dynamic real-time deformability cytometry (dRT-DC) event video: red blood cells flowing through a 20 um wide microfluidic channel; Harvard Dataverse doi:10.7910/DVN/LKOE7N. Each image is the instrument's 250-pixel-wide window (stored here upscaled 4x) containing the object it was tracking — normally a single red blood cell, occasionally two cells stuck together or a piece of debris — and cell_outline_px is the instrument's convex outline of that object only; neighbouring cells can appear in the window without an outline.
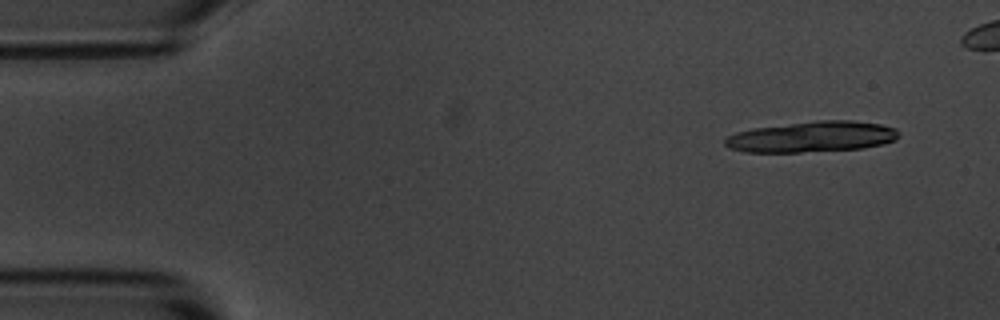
{"species": "common noctule bat (a hibernating species)", "species_latin": "Nyctalus noctula", "temperature_condition": "room temperature", "stored_images_in_passage": 5, "camera_frame_rate_fps": 3000, "um_per_image_px": 0.085, "animal": {"sex": "male", "body_mass_g": 20.1, "forearm_length_mm": 53.5}, "frame": {"image": 1, "passage_image": 1, "time_ms": 0.0, "image_size_px": [1000, 320], "cell_outline_px": [[900, 136], [896, 140], [884, 144], [864, 148], [800, 152], [744, 152], [728, 148], [724, 144], [724, 140], [728, 136], [736, 132], [752, 128], [820, 120], [852, 120], [880, 124], [896, 128], [900, 132]], "centroid_in_image_um": [69.04, 11.63], "position_along_channel_um": 16.0, "area_um2": 31.39}}